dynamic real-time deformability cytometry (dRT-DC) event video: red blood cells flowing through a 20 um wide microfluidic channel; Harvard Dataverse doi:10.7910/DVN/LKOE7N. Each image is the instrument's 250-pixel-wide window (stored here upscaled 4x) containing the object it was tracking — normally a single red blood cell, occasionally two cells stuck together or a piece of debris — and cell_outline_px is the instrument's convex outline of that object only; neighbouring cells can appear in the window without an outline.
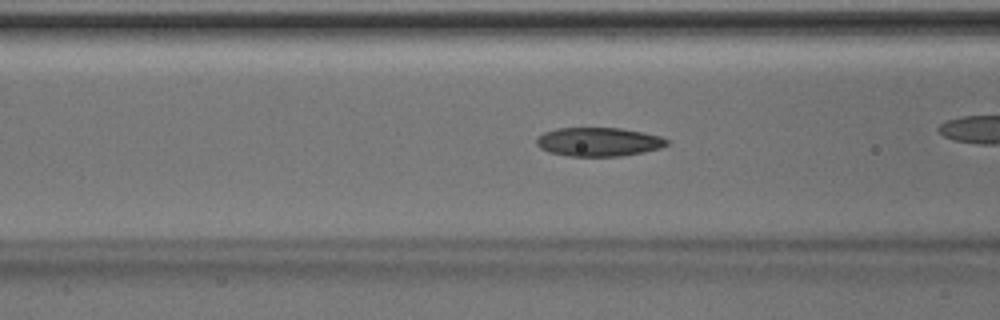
{"species": "Egyptian fruit bat (a non-hibernating species)", "species_latin": "Rousettus aegyptiacus", "temperature_condition": "room temperature", "stored_images_in_passage": 35, "camera_frame_rate_fps": 3000, "um_per_image_px": 0.085, "animal": {"sex": "male"}, "frame": {"image": 1, "passage_image": 16, "time_ms": 5.0, "image_size_px": [1000, 320], "cell_outline_px": [[668, 144], [660, 148], [644, 152], [620, 156], [568, 156], [548, 152], [540, 148], [536, 144], [536, 140], [544, 132], [556, 128], [620, 128], [644, 132], [660, 136], [668, 140]], "centroid_in_image_um": [50.88, 12.06], "position_along_channel_um": 115.7, "area_um2": 21.91}}
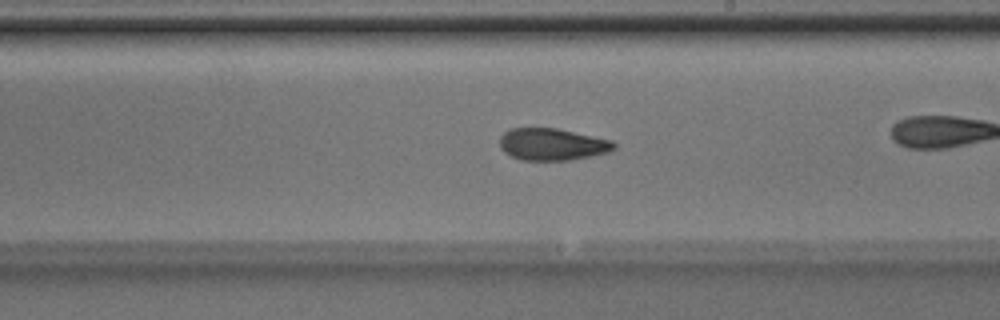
{"frame": {"image": 2, "passage_image": 25, "time_ms": 8.0, "image_size_px": [1000, 320], "cell_outline_px": [[616, 148], [608, 152], [568, 160], [520, 160], [504, 152], [500, 148], [500, 136], [504, 132], [512, 128], [556, 128], [612, 140], [616, 144]], "centroid_in_image_um": [46.92, 12.26], "position_along_channel_um": 242.1, "area_um2": 21.21}}